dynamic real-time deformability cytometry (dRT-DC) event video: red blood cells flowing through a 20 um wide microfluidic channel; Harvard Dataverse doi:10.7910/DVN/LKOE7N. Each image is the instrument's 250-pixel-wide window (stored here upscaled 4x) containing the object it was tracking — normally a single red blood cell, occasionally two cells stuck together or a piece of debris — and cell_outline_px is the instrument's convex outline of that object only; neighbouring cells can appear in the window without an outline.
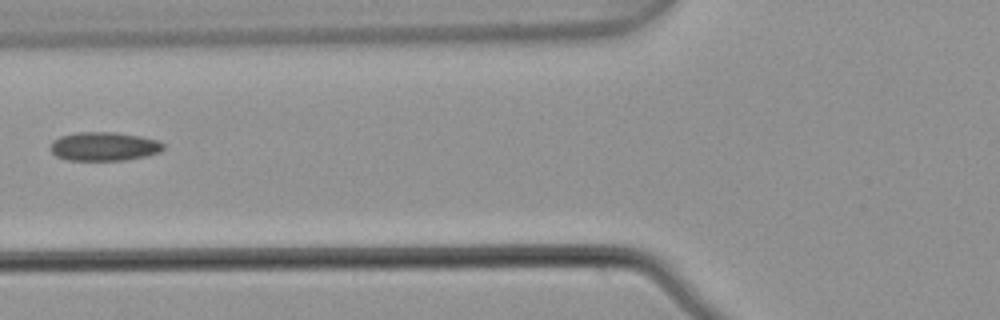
{"species": "common noctule bat (a hibernating species)", "species_latin": "Nyctalus noctula", "temperature_condition": "warm", "stored_images_in_passage": 6, "camera_frame_rate_fps": 3000, "um_per_image_px": 0.085, "animal": {"sex": "male", "body_mass_g": 21.5, "forearm_length_mm": 52.0}, "frame": {"image": 1, "passage_image": 5, "time_ms": 1.333, "image_size_px": [1000, 320], "cell_outline_px": [[164, 148], [160, 152], [148, 156], [124, 160], [68, 160], [56, 156], [52, 152], [52, 140], [60, 136], [76, 132], [116, 132], [140, 136], [160, 140], [164, 144]], "centroid_in_image_um": [8.88, 12.44], "position_along_channel_um": 116.9, "area_um2": 19.07}}
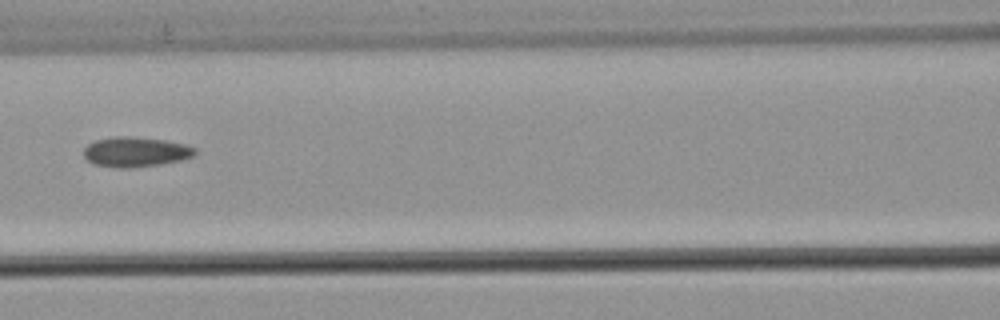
{"frame": {"image": 2, "passage_image": 6, "time_ms": 1.667, "image_size_px": [1000, 320], "cell_outline_px": [[196, 152], [192, 156], [180, 160], [160, 164], [132, 168], [116, 168], [92, 164], [84, 156], [84, 148], [88, 144], [96, 140], [116, 136], [128, 136], [164, 140], [188, 144], [196, 148]], "centroid_in_image_um": [11.52, 12.91], "position_along_channel_um": 155.1, "area_um2": 19.48}}